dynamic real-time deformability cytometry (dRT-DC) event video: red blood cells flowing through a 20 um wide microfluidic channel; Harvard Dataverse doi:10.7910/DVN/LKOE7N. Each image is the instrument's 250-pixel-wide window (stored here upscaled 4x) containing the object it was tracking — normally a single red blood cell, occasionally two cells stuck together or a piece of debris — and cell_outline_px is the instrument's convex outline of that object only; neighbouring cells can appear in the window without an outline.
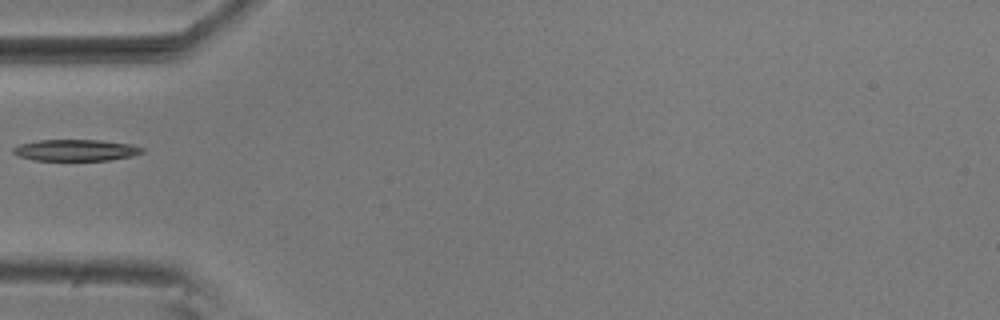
{"species": "common noctule bat (a hibernating species)", "species_latin": "Nyctalus noctula", "temperature_condition": "room temperature", "stored_images_in_passage": 28, "camera_frame_rate_fps": 3000, "um_per_image_px": 0.085, "animal": {"sex": "male", "body_mass_g": 20.5, "forearm_length_mm": 52.5}, "frame": {"image": 1, "passage_image": 1, "time_ms": 0.0, "image_size_px": [1000, 320], "cell_outline_px": [[144, 152], [132, 156], [108, 160], [32, 160], [16, 156], [12, 152], [12, 148], [20, 144], [36, 140], [100, 140], [132, 144], [144, 148]], "centroid_in_image_um": [6.42, 12.76], "position_along_channel_um": 78.6, "area_um2": 16.24}}
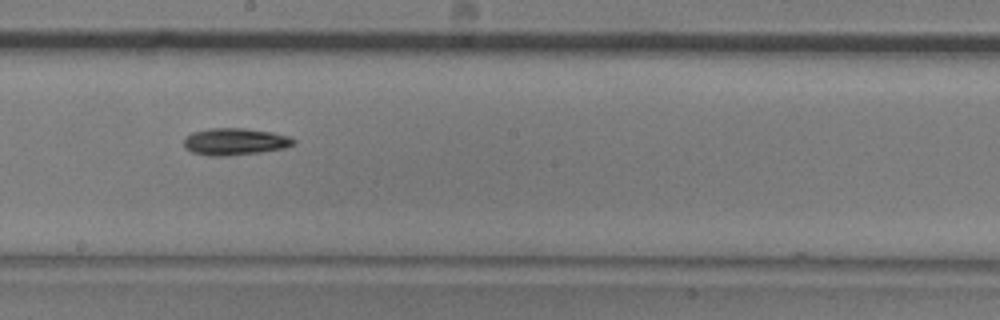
{"frame": {"image": 2, "passage_image": 13, "time_ms": 4.0, "image_size_px": [1000, 320], "cell_outline_px": [[296, 144], [284, 148], [260, 152], [224, 156], [208, 156], [192, 152], [184, 148], [184, 136], [192, 132], [208, 128], [244, 128], [272, 132], [288, 136], [296, 140]], "centroid_in_image_um": [19.94, 12.03], "position_along_channel_um": 228.3, "area_um2": 17.4}}
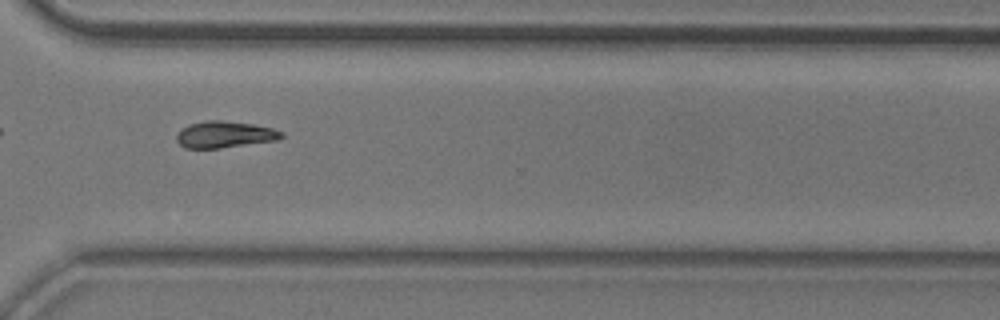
{"frame": {"image": 3, "passage_image": 23, "time_ms": 7.333, "image_size_px": [1000, 320], "cell_outline_px": [[284, 136], [280, 140], [220, 148], [184, 148], [176, 140], [176, 136], [180, 128], [188, 124], [204, 120], [224, 120], [252, 124], [272, 128], [284, 132]], "centroid_in_image_um": [19.1, 11.43], "position_along_channel_um": 351.5, "area_um2": 16.53}}